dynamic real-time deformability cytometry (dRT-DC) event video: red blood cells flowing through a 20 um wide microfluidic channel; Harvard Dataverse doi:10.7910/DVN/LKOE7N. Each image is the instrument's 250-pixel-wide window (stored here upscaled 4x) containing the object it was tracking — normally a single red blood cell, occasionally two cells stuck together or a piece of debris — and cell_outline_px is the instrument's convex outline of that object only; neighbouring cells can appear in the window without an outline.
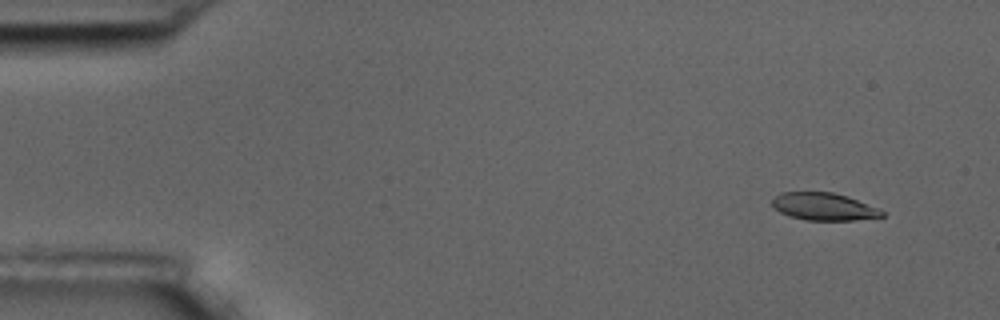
{"species": "common noctule bat (a hibernating species)", "species_latin": "Nyctalus noctula", "temperature_condition": "room temperature", "stored_images_in_passage": 5, "camera_frame_rate_fps": 3000, "um_per_image_px": 0.085, "animal": {"sex": "male", "body_mass_g": 17.5, "forearm_length_mm": 52.3}, "frame": {"image": 1, "passage_image": 2, "time_ms": 1.0, "image_size_px": [1000, 320], "cell_outline_px": [[884, 216], [852, 220], [808, 220], [788, 216], [780, 212], [772, 204], [772, 200], [780, 192], [832, 192], [848, 196], [880, 208], [884, 212]], "centroid_in_image_um": [70.04, 17.55], "position_along_channel_um": 15.0, "area_um2": 17.57}}